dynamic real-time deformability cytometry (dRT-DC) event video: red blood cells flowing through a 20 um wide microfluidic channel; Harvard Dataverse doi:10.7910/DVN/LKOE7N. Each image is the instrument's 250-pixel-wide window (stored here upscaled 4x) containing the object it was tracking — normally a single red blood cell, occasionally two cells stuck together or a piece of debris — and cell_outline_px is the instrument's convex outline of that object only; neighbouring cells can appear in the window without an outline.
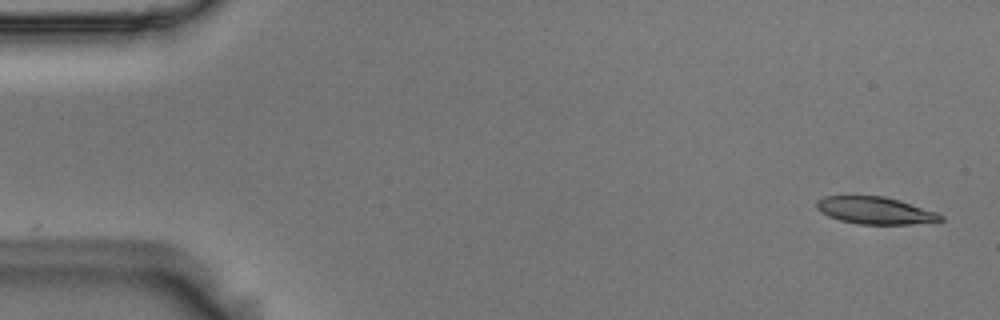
{"species": "Egyptian fruit bat (a non-hibernating species)", "species_latin": "Rousettus aegyptiacus", "temperature_condition": "room temperature", "stored_images_in_passage": 13, "camera_frame_rate_fps": 3000, "um_per_image_px": 0.085, "animal": {"sex": "male"}, "frame": {"image": 1, "passage_image": 1, "time_ms": 0.0, "image_size_px": [1000, 320], "cell_outline_px": [[944, 220], [908, 224], [856, 224], [840, 220], [828, 216], [820, 212], [816, 208], [816, 200], [824, 196], [884, 196], [936, 212], [944, 216]], "centroid_in_image_um": [74.33, 17.89], "position_along_channel_um": 10.7, "area_um2": 19.48}}